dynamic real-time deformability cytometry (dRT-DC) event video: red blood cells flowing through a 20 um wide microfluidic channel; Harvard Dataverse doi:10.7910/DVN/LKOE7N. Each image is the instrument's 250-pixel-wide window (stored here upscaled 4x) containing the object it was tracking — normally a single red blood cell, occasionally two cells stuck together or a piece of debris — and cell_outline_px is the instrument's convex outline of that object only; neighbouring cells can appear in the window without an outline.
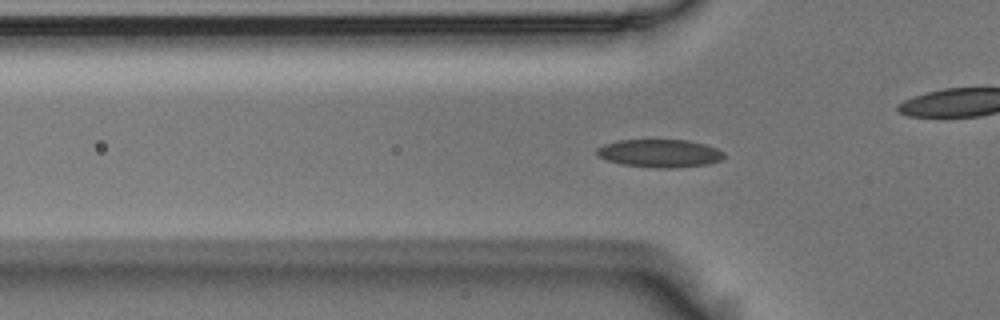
{"species": "Egyptian fruit bat (a non-hibernating species)", "species_latin": "Rousettus aegyptiacus", "temperature_condition": "room temperature", "stored_images_in_passage": 55, "camera_frame_rate_fps": 3000, "um_per_image_px": 0.085, "animal": {"sex": "male"}, "frame": {"image": 1, "passage_image": 17, "time_ms": 5.333, "image_size_px": [1000, 320], "cell_outline_px": [[724, 156], [720, 160], [708, 164], [672, 168], [656, 168], [620, 164], [608, 160], [600, 156], [596, 152], [596, 148], [604, 144], [620, 140], [688, 140], [704, 144], [716, 148], [724, 152]], "centroid_in_image_um": [56.07, 13.03], "position_along_channel_um": 69.7, "area_um2": 20.63}}
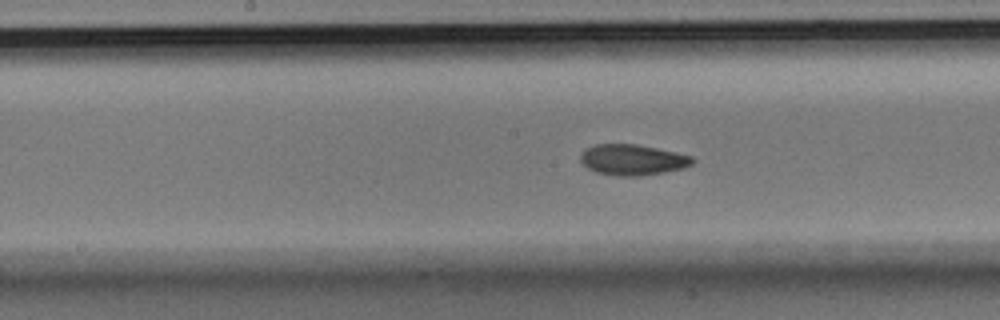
{"frame": {"image": 2, "passage_image": 27, "time_ms": 8.667, "image_size_px": [1000, 320], "cell_outline_px": [[696, 160], [692, 164], [684, 168], [664, 172], [640, 176], [620, 176], [596, 172], [588, 168], [580, 160], [580, 156], [588, 148], [596, 144], [636, 144], [676, 152], [692, 156]], "centroid_in_image_um": [53.81, 13.58], "position_along_channel_um": 194.4, "area_um2": 19.94}}
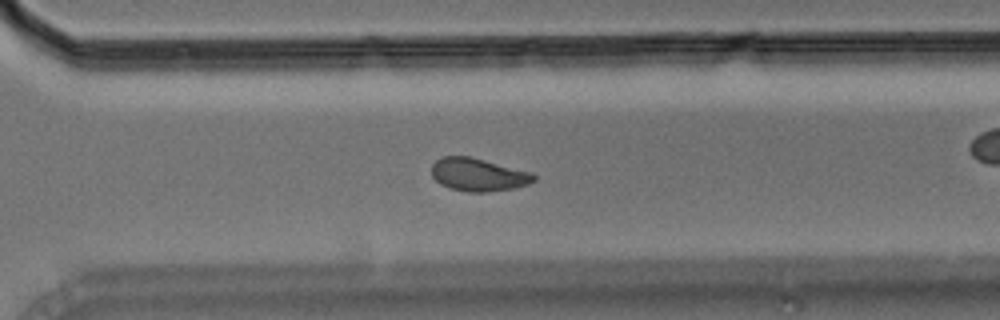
{"frame": {"image": 3, "passage_image": 38, "time_ms": 12.333, "image_size_px": [1000, 320], "cell_outline_px": [[536, 180], [528, 184], [512, 188], [488, 192], [468, 192], [452, 188], [440, 184], [432, 176], [432, 164], [440, 156], [472, 156], [532, 172], [536, 176]], "centroid_in_image_um": [40.66, 14.83], "position_along_channel_um": 329.9, "area_um2": 19.77}, "authors_computed_cell_mechanics": {"area_um2": 19.7676, "velocity_mm_per_s": 3.7052, "shape_relaxation_time_tau1_ms": 5.5598, "shape_relaxation_time_tau2_ms": 2.22, "deformation_change_tau1": 0.1176, "deformation_change_tau2": 0.063}}